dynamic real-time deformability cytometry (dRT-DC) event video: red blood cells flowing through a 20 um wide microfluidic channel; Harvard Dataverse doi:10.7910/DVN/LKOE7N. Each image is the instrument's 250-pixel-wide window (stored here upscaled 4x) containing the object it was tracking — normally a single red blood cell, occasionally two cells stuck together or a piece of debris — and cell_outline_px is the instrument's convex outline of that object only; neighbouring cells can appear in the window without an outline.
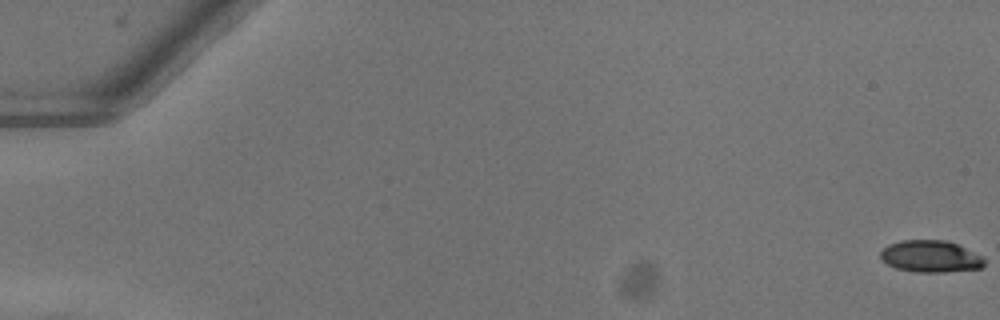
{"species": "common noctule bat (a hibernating species)", "species_latin": "Nyctalus noctula", "temperature_condition": "warm", "stored_images_in_passage": 53, "camera_frame_rate_fps": 3000, "um_per_image_px": 0.085, "animal": {"sex": "female"}, "frame": {"image": 1, "passage_image": 1, "time_ms": 0.0, "image_size_px": [1000, 320], "cell_outline_px": [[984, 264], [980, 268], [944, 272], [916, 272], [896, 268], [888, 264], [880, 256], [880, 252], [888, 244], [900, 240], [948, 240], [984, 256]], "centroid_in_image_um": [79.11, 21.78], "position_along_channel_um": 5.9, "area_um2": 19.31}}
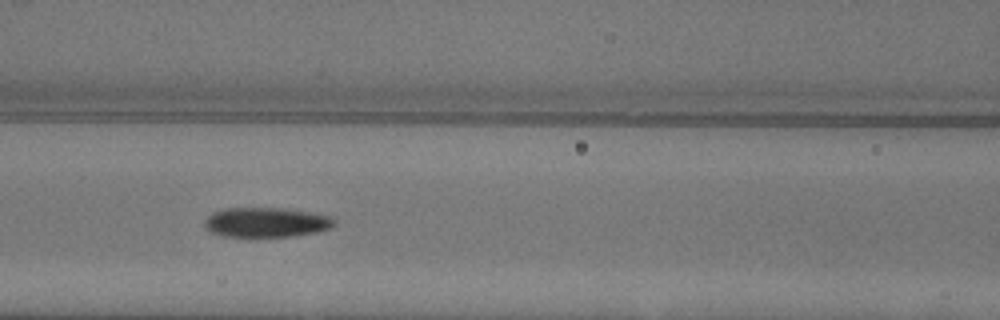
{"frame": {"image": 2, "passage_image": 25, "time_ms": 8.0, "image_size_px": [1000, 320], "cell_outline_px": [[336, 224], [332, 228], [316, 232], [292, 236], [224, 236], [208, 232], [204, 228], [204, 220], [212, 212], [224, 208], [280, 208], [308, 212], [332, 216], [336, 220]], "centroid_in_image_um": [22.61, 18.89], "position_along_channel_um": 144.0, "area_um2": 22.6}}
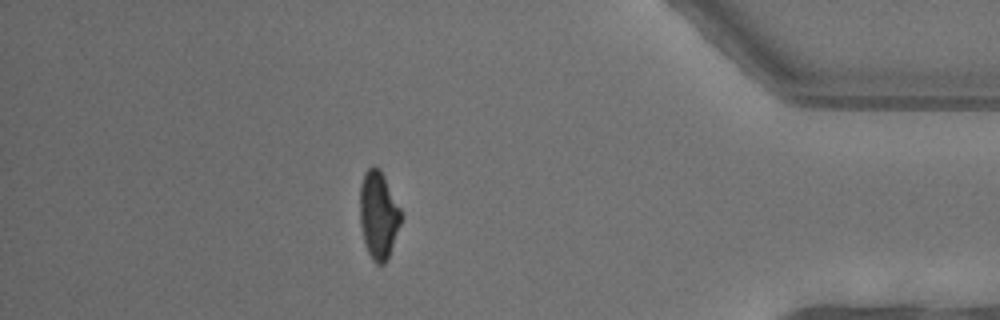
{"frame": {"image": 3, "passage_image": 47, "time_ms": 15.333, "image_size_px": [1000, 320], "cell_outline_px": [[400, 224], [388, 260], [384, 264], [376, 264], [372, 260], [364, 244], [360, 224], [360, 184], [364, 172], [372, 164], [380, 168], [400, 208]], "centroid_in_image_um": [32.14, 18.27], "position_along_channel_um": 403.1, "area_um2": 21.1}, "authors_computed_cell_mechanics": {"area_um2": 21.675, "velocity_mm_per_s": 4.0587, "shape_relaxation_time_tau1_ms": 3.5963, "shape_relaxation_time_tau2_ms": 3.5539, "deformation_change_tau1": 0.1853, "deformation_change_tau2": 0.106}}